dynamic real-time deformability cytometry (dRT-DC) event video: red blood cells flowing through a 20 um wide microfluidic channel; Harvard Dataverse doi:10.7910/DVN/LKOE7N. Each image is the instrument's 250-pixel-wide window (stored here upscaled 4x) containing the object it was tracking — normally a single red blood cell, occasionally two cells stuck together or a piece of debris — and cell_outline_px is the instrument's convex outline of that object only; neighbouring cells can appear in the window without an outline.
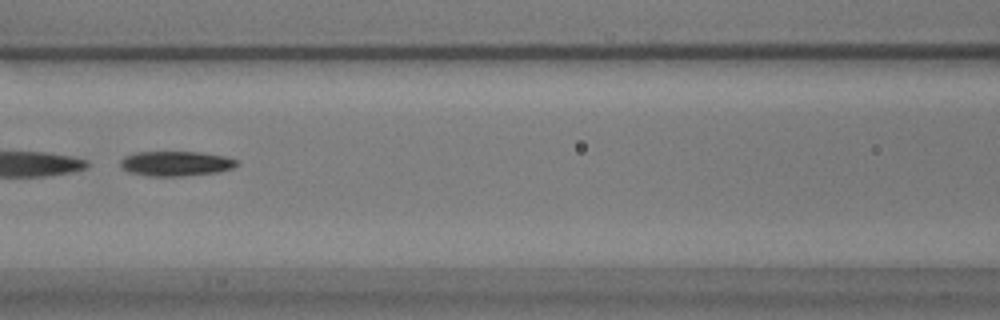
{"species": "common noctule bat (a hibernating species)", "species_latin": "Nyctalus noctula", "temperature_condition": "warm", "stored_images_in_passage": 28, "camera_frame_rate_fps": 3000, "um_per_image_px": 0.085, "animal": {"sex": "male", "body_mass_g": 17.9}, "frame": {"image": 1, "passage_image": 8, "time_ms": 2.333, "image_size_px": [1000, 320], "cell_outline_px": [[240, 164], [232, 168], [216, 172], [180, 176], [148, 176], [128, 172], [120, 168], [120, 160], [124, 156], [136, 152], [200, 152], [224, 156], [236, 160]], "centroid_in_image_um": [14.9, 13.9], "position_along_channel_um": 151.7, "area_um2": 16.88}}
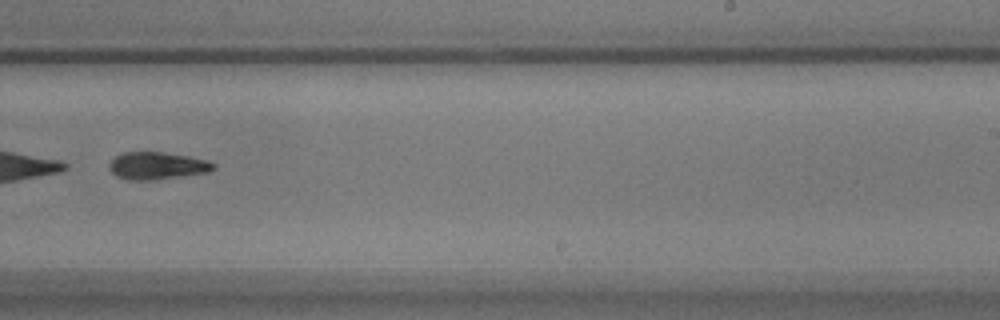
{"frame": {"image": 2, "passage_image": 18, "time_ms": 5.667, "image_size_px": [1000, 320], "cell_outline_px": [[216, 168], [208, 172], [148, 180], [128, 180], [116, 176], [108, 168], [108, 164], [120, 152], [164, 152], [188, 156], [208, 160], [216, 164]], "centroid_in_image_um": [13.34, 14.07], "position_along_channel_um": 275.7, "area_um2": 16.59}, "authors_computed_cell_mechanics": {"area_um2": 16.5597, "velocity_mm_per_s": 3.735, "shape_relaxation_time_tau1_ms": 4.3933, "shape_relaxation_time_tau2_ms": null, "deformation_change_tau1": 0.1905, "deformation_change_tau2": null}}